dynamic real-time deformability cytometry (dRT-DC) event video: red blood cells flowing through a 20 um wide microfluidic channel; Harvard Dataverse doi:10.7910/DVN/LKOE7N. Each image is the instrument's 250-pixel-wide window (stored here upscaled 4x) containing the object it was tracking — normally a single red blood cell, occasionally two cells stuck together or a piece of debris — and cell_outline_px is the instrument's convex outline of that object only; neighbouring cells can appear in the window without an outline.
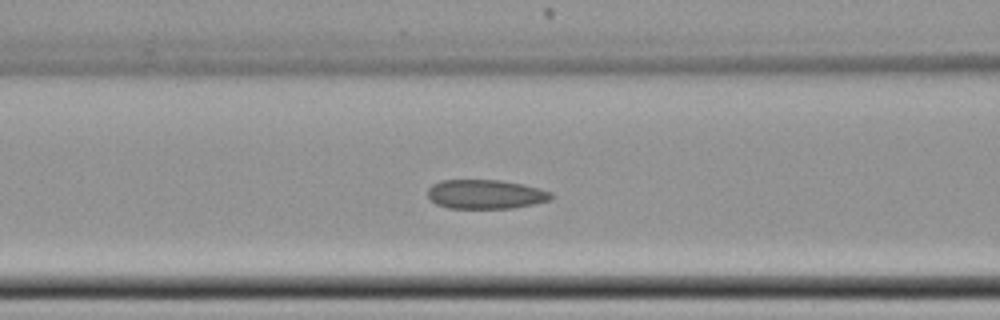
{"species": "common noctule bat (a hibernating species)", "species_latin": "Nyctalus noctula", "temperature_condition": "cold", "stored_images_in_passage": 26, "camera_frame_rate_fps": 3000, "um_per_image_px": 0.085, "animal": {"sex": "female", "body_mass_g": 22.7, "forearm_length_mm": 54.2}, "frame": {"image": 1, "passage_image": 5, "time_ms": 1.333, "image_size_px": [1000, 320], "cell_outline_px": [[552, 196], [548, 200], [532, 204], [512, 208], [448, 208], [436, 204], [428, 196], [428, 188], [432, 184], [440, 180], [500, 180], [524, 184], [540, 188], [552, 192]], "centroid_in_image_um": [41.25, 16.5], "position_along_channel_um": 125.3, "area_um2": 20.98}}
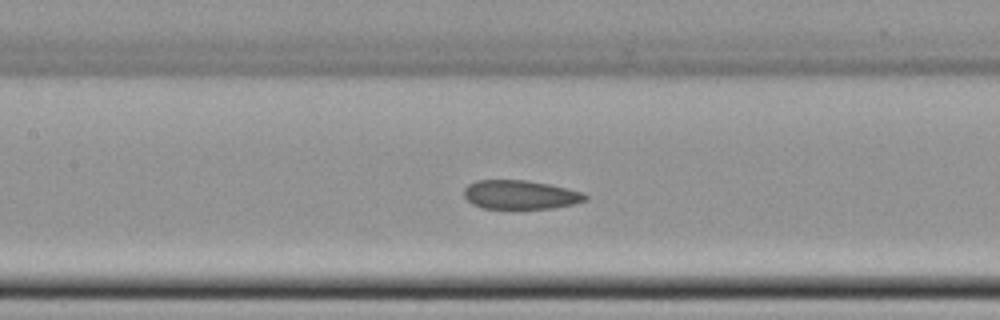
{"frame": {"image": 2, "passage_image": 8, "time_ms": 2.333, "image_size_px": [1000, 320], "cell_outline_px": [[588, 200], [572, 204], [552, 208], [484, 208], [472, 204], [464, 196], [464, 188], [468, 184], [476, 180], [528, 180], [568, 188], [584, 192], [588, 196]], "centroid_in_image_um": [44.24, 16.54], "position_along_channel_um": 163.2, "area_um2": 20.46}}
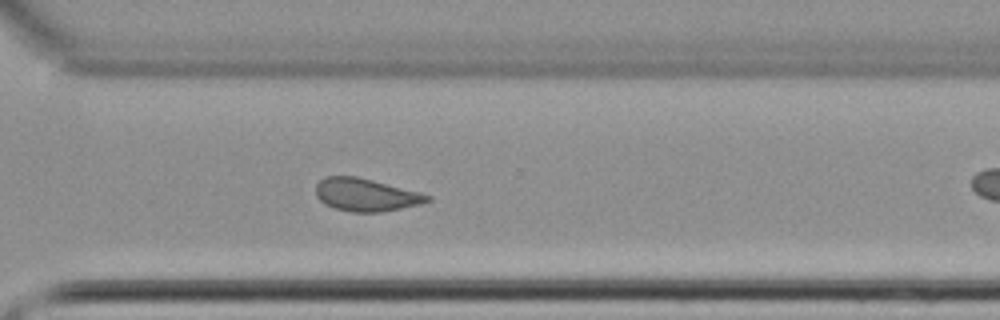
{"frame": {"image": 3, "passage_image": 22, "time_ms": 7.0, "image_size_px": [1000, 320], "cell_outline_px": [[432, 200], [420, 204], [380, 212], [352, 212], [336, 208], [324, 204], [316, 196], [316, 184], [324, 176], [356, 176], [420, 192], [432, 196]], "centroid_in_image_um": [31.09, 16.55], "position_along_channel_um": 339.5, "area_um2": 21.21}}